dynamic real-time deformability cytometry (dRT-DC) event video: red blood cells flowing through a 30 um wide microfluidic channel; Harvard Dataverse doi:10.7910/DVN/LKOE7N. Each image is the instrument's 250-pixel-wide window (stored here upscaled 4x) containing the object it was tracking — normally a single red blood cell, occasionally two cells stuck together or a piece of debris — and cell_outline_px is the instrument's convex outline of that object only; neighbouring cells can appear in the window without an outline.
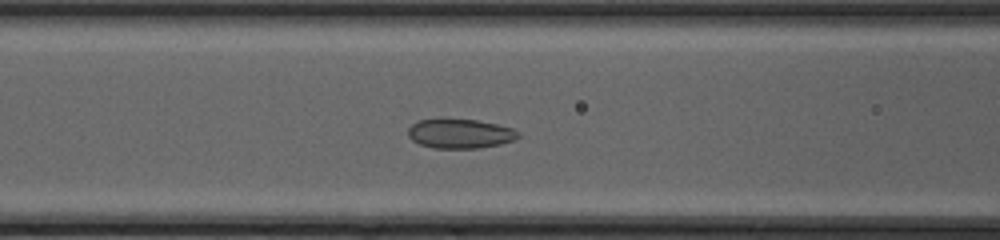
{"species": "common noctule bat (a hibernating species)", "species_latin": "Nyctalus noctula", "temperature_condition": "cold", "stored_images_in_passage": 45, "camera_frame_rate_fps": 3000, "um_per_image_px": 0.085, "animal": {"sex": "female", "body_mass_g": 20.0, "forearm_length_mm": 54.0}, "frame": {"image": 1, "passage_image": 18, "time_ms": 5.667, "image_size_px": [1000, 240], "cell_outline_px": [[520, 136], [512, 140], [500, 144], [480, 148], [432, 148], [420, 144], [412, 140], [408, 136], [408, 128], [412, 124], [420, 120], [476, 120], [500, 124], [512, 128], [520, 132]], "centroid_in_image_um": [39.13, 11.37], "position_along_channel_um": 127.5, "area_um2": 18.73}}
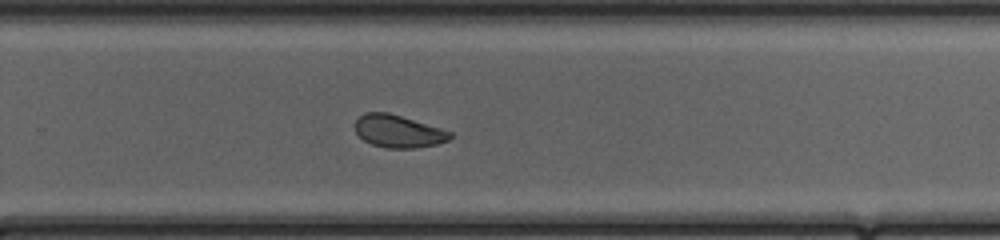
{"frame": {"image": 2, "passage_image": 30, "time_ms": 9.667, "image_size_px": [1000, 240], "cell_outline_px": [[452, 136], [448, 140], [436, 144], [416, 148], [384, 148], [372, 144], [364, 140], [356, 132], [356, 120], [364, 112], [388, 112], [440, 128], [452, 132]], "centroid_in_image_um": [33.85, 11.16], "position_along_channel_um": 296.0, "area_um2": 17.86}}
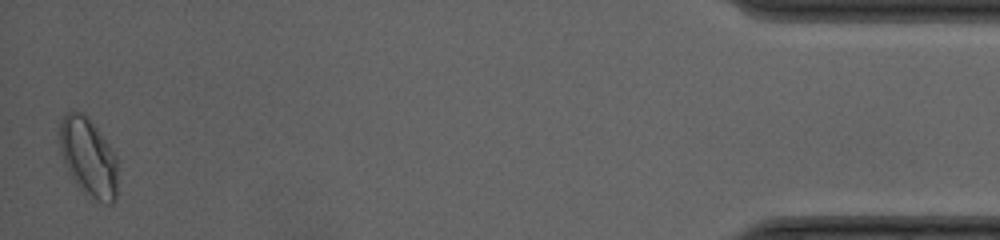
{"frame": {"image": 3, "passage_image": 45, "time_ms": 14.667, "image_size_px": [1000, 240], "cell_outline_px": [[120, 160], [116, 200], [112, 204], [104, 204], [96, 200], [84, 192], [80, 188], [68, 172], [60, 148], [56, 132], [60, 120], [68, 112], [84, 112], [88, 116]], "centroid_in_image_um": [7.54, 13.36], "position_along_channel_um": 427.7, "area_um2": 27.4}, "authors_computed_cell_mechanics": {"area_um2": 20.0566, "velocity_mm_per_s": 4.2134, "shape_relaxation_time_tau1_ms": 5.0879, "shape_relaxation_time_tau2_ms": 1.3726, "deformation_change_tau1": 0.1239, "deformation_change_tau2": 0.062}}